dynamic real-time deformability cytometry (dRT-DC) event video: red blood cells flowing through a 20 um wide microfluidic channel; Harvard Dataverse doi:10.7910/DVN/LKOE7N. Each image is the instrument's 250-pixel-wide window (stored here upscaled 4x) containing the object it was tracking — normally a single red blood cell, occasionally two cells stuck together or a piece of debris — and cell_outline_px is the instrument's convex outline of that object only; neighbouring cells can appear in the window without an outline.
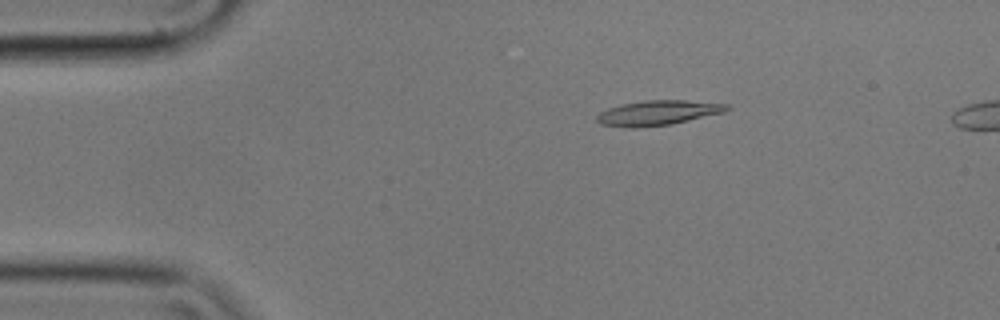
{"species": "common noctule bat (a hibernating species)", "species_latin": "Nyctalus noctula", "temperature_condition": "cold", "stored_images_in_passage": 55, "camera_frame_rate_fps": 3000, "um_per_image_px": 0.085, "animal": {"sex": "male", "body_mass_g": 17.9}, "frame": {"image": 1, "passage_image": 10, "time_ms": 3.0, "image_size_px": [1000, 320], "cell_outline_px": [[732, 108], [724, 112], [672, 124], [636, 128], [628, 128], [600, 124], [596, 120], [596, 116], [600, 112], [608, 108], [624, 104], [644, 100], [684, 100], [728, 104]], "centroid_in_image_um": [55.92, 9.59], "position_along_channel_um": 29.1, "area_um2": 18.84}}
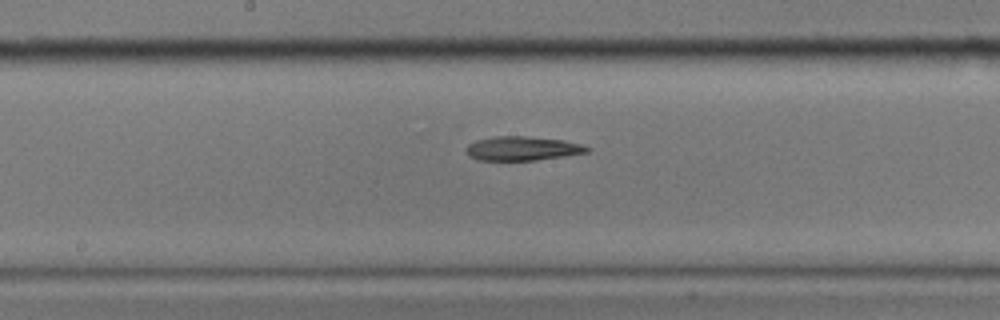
{"frame": {"image": 2, "passage_image": 29, "time_ms": 9.333, "image_size_px": [1000, 320], "cell_outline_px": [[592, 148], [588, 152], [564, 156], [536, 160], [480, 160], [468, 156], [464, 152], [464, 148], [468, 144], [476, 140], [492, 136], [524, 136], [564, 140], [580, 144]], "centroid_in_image_um": [44.35, 12.61], "position_along_channel_um": 203.8, "area_um2": 17.11}}
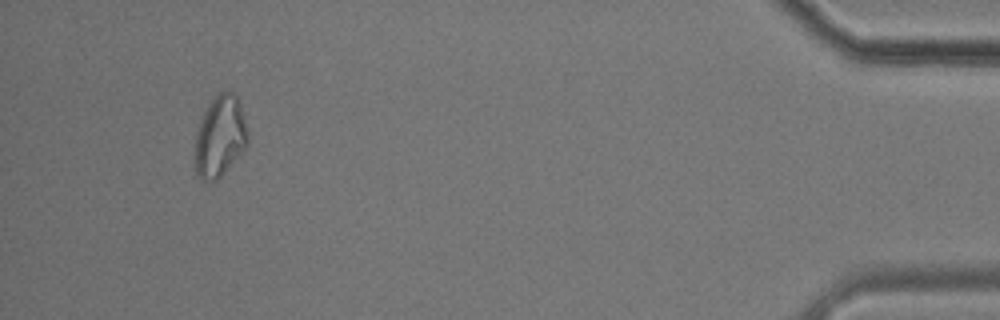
{"frame": {"image": 3, "passage_image": 53, "time_ms": 17.333, "image_size_px": [1000, 320], "cell_outline_px": [[248, 144], [220, 176], [212, 184], [208, 184], [200, 180], [196, 176], [196, 132], [200, 120], [208, 104], [220, 92], [236, 92], [240, 100], [248, 132]], "centroid_in_image_um": [18.7, 11.6], "position_along_channel_um": 416.5, "area_um2": 25.03}}